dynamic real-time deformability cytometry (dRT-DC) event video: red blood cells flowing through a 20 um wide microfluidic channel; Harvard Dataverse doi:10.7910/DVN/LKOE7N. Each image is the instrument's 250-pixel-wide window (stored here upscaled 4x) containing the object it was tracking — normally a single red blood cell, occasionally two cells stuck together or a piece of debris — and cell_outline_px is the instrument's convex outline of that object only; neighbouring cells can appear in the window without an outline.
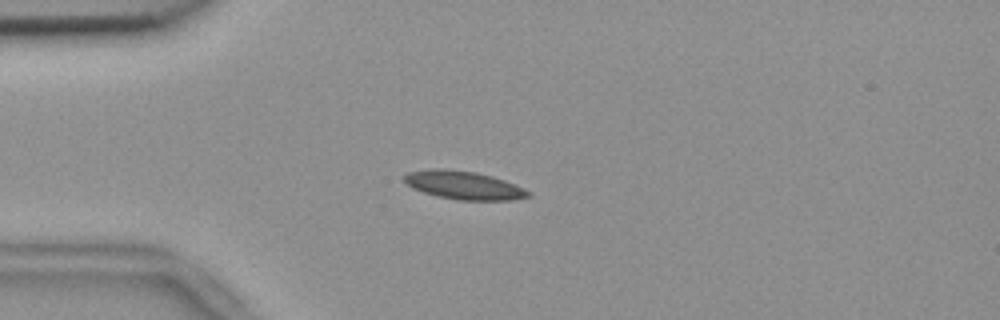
{"species": "common noctule bat (a hibernating species)", "species_latin": "Nyctalus noctula", "temperature_condition": "room temperature", "stored_images_in_passage": 49, "camera_frame_rate_fps": 3000, "um_per_image_px": 0.085, "animal": {"sex": "female", "body_mass_g": 18.4}, "frame": {"image": 1, "passage_image": 8, "time_ms": 2.333, "image_size_px": [1000, 320], "cell_outline_px": [[532, 196], [512, 200], [456, 200], [436, 196], [412, 188], [404, 180], [404, 176], [408, 172], [432, 168], [444, 168], [476, 172], [492, 176], [504, 180], [532, 192]], "centroid_in_image_um": [39.43, 15.74], "position_along_channel_um": 45.6, "area_um2": 20.52}}
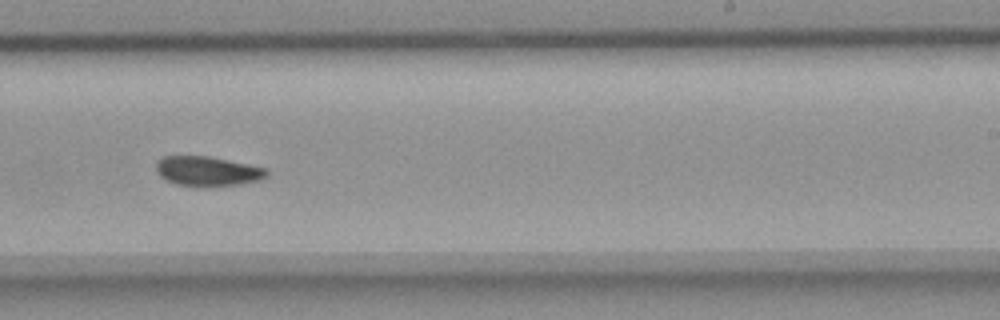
{"frame": {"image": 2, "passage_image": 28, "time_ms": 9.0, "image_size_px": [1000, 320], "cell_outline_px": [[268, 176], [260, 180], [240, 184], [200, 188], [176, 184], [160, 176], [156, 172], [156, 160], [160, 156], [208, 156], [264, 168], [268, 172]], "centroid_in_image_um": [17.59, 14.57], "position_along_channel_um": 271.4, "area_um2": 19.31}}
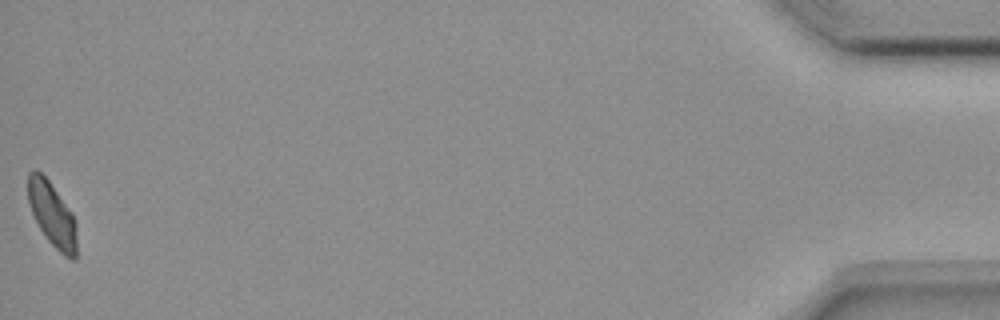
{"frame": {"image": 3, "passage_image": 49, "time_ms": 16.0, "image_size_px": [1000, 320], "cell_outline_px": [[76, 260], [72, 260], [64, 256], [48, 240], [40, 228], [32, 212], [28, 200], [28, 172], [32, 168], [36, 168], [48, 180], [72, 212], [76, 224]], "centroid_in_image_um": [4.44, 18.21], "position_along_channel_um": 430.8, "area_um2": 18.15}, "authors_computed_cell_mechanics": {"area_um2": 19.4786, "velocity_mm_per_s": 3.666, "shape_relaxation_time_tau1_ms": 10.1986, "shape_relaxation_time_tau2_ms": 2.0869, "deformation_change_tau1": 0.153, "deformation_change_tau2": 0.0516}}